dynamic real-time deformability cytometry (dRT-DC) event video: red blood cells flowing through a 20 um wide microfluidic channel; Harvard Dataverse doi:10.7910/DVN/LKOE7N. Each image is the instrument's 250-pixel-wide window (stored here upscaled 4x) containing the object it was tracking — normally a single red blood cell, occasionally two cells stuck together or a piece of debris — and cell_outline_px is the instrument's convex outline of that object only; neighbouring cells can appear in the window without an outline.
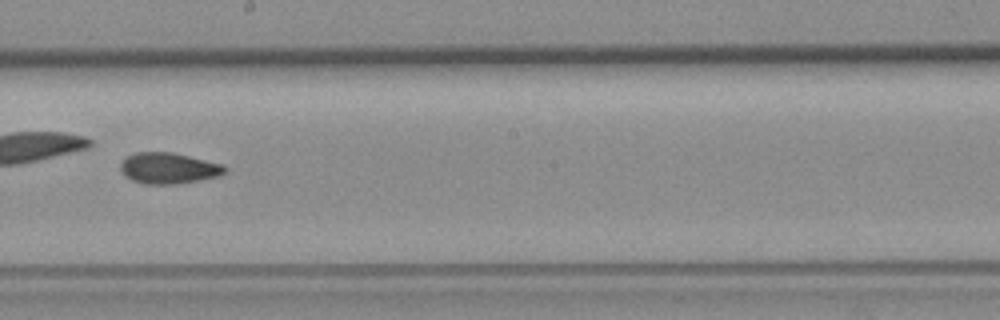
{"species": "common noctule bat (a hibernating species)", "species_latin": "Nyctalus noctula", "temperature_condition": "room temperature", "stored_images_in_passage": 31, "camera_frame_rate_fps": 3000, "um_per_image_px": 0.085, "animal": {"sex": "female", "body_mass_g": 19.3, "forearm_length_mm": 54.1}, "frame": {"image": 1, "passage_image": 16, "time_ms": 5.0, "image_size_px": [1000, 320], "cell_outline_px": [[228, 172], [220, 176], [176, 184], [144, 184], [132, 180], [124, 176], [120, 168], [120, 164], [128, 156], [136, 152], [172, 152], [224, 164], [228, 168]], "centroid_in_image_um": [14.37, 14.3], "position_along_channel_um": 233.8, "area_um2": 19.02}, "authors_computed_cell_mechanics": {"area_um2": 18.8428, "velocity_mm_per_s": 3.7862, "shape_relaxation_time_tau1_ms": null, "shape_relaxation_time_tau2_ms": 2.9196, "deformation_change_tau1": null, "deformation_change_tau2": 0.0813}}